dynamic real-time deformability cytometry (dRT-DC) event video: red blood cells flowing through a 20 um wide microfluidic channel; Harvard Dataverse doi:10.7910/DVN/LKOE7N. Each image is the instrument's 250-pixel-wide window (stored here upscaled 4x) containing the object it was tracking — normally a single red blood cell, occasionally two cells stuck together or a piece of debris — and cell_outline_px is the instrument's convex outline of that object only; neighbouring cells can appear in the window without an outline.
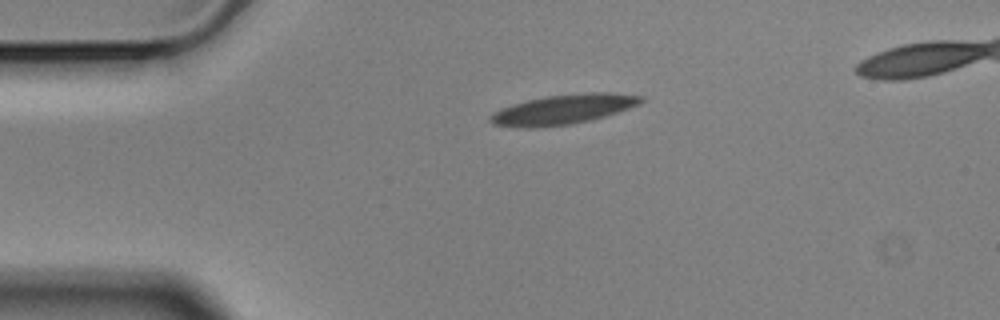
{"species": "Egyptian fruit bat (a non-hibernating species)", "species_latin": "Rousettus aegyptiacus", "temperature_condition": "cold", "stored_images_in_passage": 38, "camera_frame_rate_fps": 3000, "um_per_image_px": 0.085, "animal": {"sex": "male"}, "frame": {"image": 1, "passage_image": 1, "time_ms": 0.0, "image_size_px": [1000, 320], "cell_outline_px": [[644, 100], [640, 104], [592, 120], [572, 124], [536, 128], [520, 128], [492, 124], [488, 120], [488, 116], [492, 112], [500, 108], [512, 104], [528, 100], [548, 96], [588, 92], [608, 92], [644, 96]], "centroid_in_image_um": [47.83, 9.31], "position_along_channel_um": 37.2, "area_um2": 26.3}}
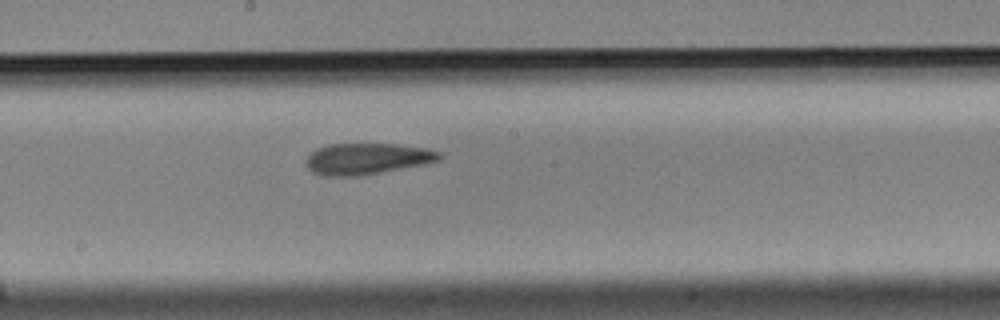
{"frame": {"image": 2, "passage_image": 19, "time_ms": 6.0, "image_size_px": [1000, 320], "cell_outline_px": [[444, 156], [440, 160], [424, 164], [360, 176], [324, 176], [312, 172], [308, 168], [308, 156], [316, 148], [328, 144], [396, 144], [424, 148], [440, 152]], "centroid_in_image_um": [31.21, 13.49], "position_along_channel_um": 217.0, "area_um2": 24.16}}
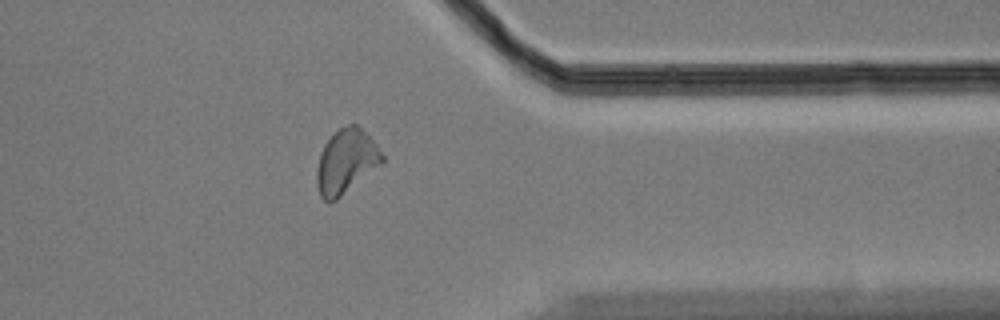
{"frame": {"image": 3, "passage_image": 34, "time_ms": 11.0, "image_size_px": [1000, 320], "cell_outline_px": [[384, 164], [336, 200], [324, 200], [320, 196], [316, 184], [316, 172], [320, 152], [324, 144], [340, 128], [348, 124], [356, 124], [376, 144], [384, 156]], "centroid_in_image_um": [29.43, 13.75], "position_along_channel_um": 382.0, "area_um2": 24.51}, "authors_computed_cell_mechanics": {"area_um2": 24.8251, "velocity_mm_per_s": 3.5081, "shape_relaxation_time_tau1_ms": 6.5893, "shape_relaxation_time_tau2_ms": 4.0259, "deformation_change_tau1": 0.1589, "deformation_change_tau2": 0.1044}}